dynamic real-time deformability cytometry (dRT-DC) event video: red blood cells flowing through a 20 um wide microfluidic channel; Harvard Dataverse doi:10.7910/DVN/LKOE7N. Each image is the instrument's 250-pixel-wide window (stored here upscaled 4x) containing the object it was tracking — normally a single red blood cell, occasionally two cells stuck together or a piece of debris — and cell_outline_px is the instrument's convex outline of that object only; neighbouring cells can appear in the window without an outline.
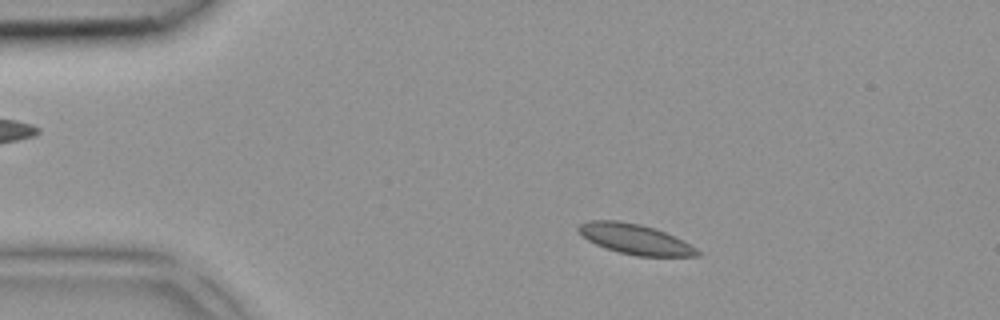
{"species": "common noctule bat (a hibernating species)", "species_latin": "Nyctalus noctula", "temperature_condition": "room temperature", "stored_images_in_passage": 3, "camera_frame_rate_fps": 3000, "um_per_image_px": 0.085, "animal": {"sex": "female", "body_mass_g": 18.4}, "frame": {"image": 1, "passage_image": 2, "time_ms": 0.333, "image_size_px": [1000, 320], "cell_outline_px": [[700, 256], [636, 256], [620, 252], [596, 244], [588, 240], [576, 228], [580, 224], [588, 220], [616, 220], [640, 224], [656, 228], [684, 240], [696, 248], [700, 252]], "centroid_in_image_um": [54.01, 20.32], "position_along_channel_um": 31.0, "area_um2": 20.81}}